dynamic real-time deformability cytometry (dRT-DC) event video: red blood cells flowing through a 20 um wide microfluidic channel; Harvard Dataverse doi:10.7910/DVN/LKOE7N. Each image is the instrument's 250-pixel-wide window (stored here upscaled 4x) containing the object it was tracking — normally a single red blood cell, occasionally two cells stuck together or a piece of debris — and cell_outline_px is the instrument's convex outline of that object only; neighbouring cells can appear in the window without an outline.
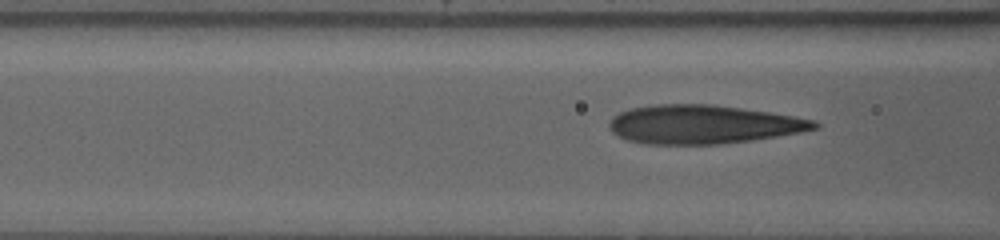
{"species": "human", "species_latin": "Homo sapiens", "temperature_condition": "warm", "stored_images_in_passage": 82, "camera_frame_rate_fps": 3000, "um_per_image_px": 0.085, "donor": {"sex": "female"}, "frame": {"image": 1, "passage_image": 48, "time_ms": 15.667, "image_size_px": [1000, 240], "cell_outline_px": [[820, 128], [800, 132], [752, 140], [720, 144], [644, 144], [628, 140], [616, 136], [608, 128], [608, 124], [612, 116], [620, 112], [632, 108], [656, 104], [712, 104], [768, 112], [816, 120], [820, 124]], "centroid_in_image_um": [59.73, 10.58], "position_along_channel_um": 106.9, "area_um2": 46.36}}
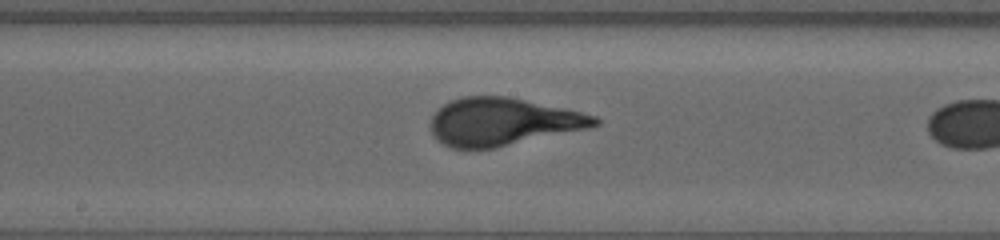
{"frame": {"image": 2, "passage_image": 69, "time_ms": 22.667, "image_size_px": [1000, 240], "cell_outline_px": [[600, 124], [592, 128], [496, 148], [452, 148], [436, 140], [428, 124], [432, 116], [444, 104], [452, 100], [464, 96], [508, 96], [564, 108], [596, 116], [600, 120]], "centroid_in_image_um": [42.75, 10.36], "position_along_channel_um": 205.5, "area_um2": 45.84}}
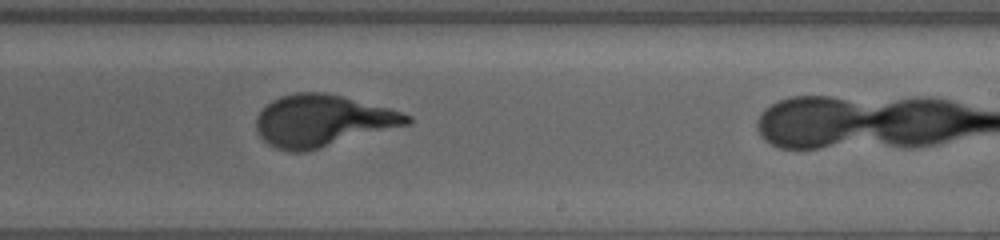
{"frame": {"image": 3, "passage_image": 81, "time_ms": 26.667, "image_size_px": [1000, 240], "cell_outline_px": [[412, 124], [308, 152], [292, 152], [276, 148], [268, 144], [256, 132], [256, 116], [272, 100], [280, 96], [296, 92], [324, 92], [388, 108], [412, 116]], "centroid_in_image_um": [27.42, 10.29], "position_along_channel_um": 261.6, "area_um2": 45.72}}